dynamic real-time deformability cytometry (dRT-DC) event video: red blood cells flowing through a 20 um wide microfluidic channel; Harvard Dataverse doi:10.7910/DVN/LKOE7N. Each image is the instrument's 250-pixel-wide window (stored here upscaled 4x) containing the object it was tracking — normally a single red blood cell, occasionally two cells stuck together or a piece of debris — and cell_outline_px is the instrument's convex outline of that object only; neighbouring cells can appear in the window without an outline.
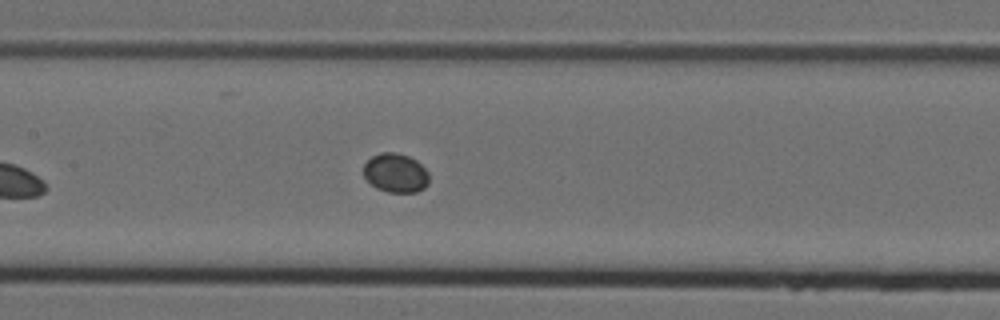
{"species": "Egyptian fruit bat (a non-hibernating species)", "species_latin": "Rousettus aegyptiacus", "temperature_condition": "cold", "stored_images_in_passage": 7, "camera_frame_rate_fps": 3000, "um_per_image_px": 0.085, "animal": {"sex": "female"}, "frame": {"image": 1, "passage_image": 7, "time_ms": 2.0, "image_size_px": [1000, 320], "cell_outline_px": [[428, 184], [424, 188], [416, 192], [388, 192], [376, 188], [364, 176], [364, 164], [372, 156], [380, 152], [396, 152], [408, 156], [416, 160], [428, 172]], "centroid_in_image_um": [33.63, 14.69], "position_along_channel_um": 173.8, "area_um2": 14.85}}